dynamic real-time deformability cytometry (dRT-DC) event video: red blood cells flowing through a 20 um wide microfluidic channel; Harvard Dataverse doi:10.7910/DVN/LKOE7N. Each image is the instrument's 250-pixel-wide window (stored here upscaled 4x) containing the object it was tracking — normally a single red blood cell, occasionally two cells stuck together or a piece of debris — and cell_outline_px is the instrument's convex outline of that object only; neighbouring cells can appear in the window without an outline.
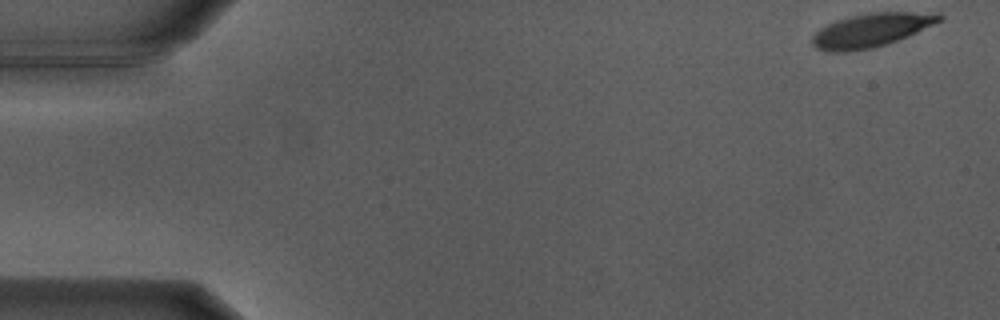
{"species": "Egyptian fruit bat (a non-hibernating species)", "species_latin": "Rousettus aegyptiacus", "temperature_condition": "warm", "stored_images_in_passage": 10, "camera_frame_rate_fps": 3000, "um_per_image_px": 0.085, "animal": {"sex": "male"}, "frame": {"image": 1, "passage_image": 1, "time_ms": 0.0, "image_size_px": [1000, 320], "cell_outline_px": [[944, 20], [908, 36], [872, 48], [848, 52], [824, 52], [816, 48], [812, 44], [812, 36], [820, 28], [836, 20], [868, 12], [940, 12], [944, 16]], "centroid_in_image_um": [74.08, 2.56], "position_along_channel_um": 10.9, "area_um2": 25.14}}